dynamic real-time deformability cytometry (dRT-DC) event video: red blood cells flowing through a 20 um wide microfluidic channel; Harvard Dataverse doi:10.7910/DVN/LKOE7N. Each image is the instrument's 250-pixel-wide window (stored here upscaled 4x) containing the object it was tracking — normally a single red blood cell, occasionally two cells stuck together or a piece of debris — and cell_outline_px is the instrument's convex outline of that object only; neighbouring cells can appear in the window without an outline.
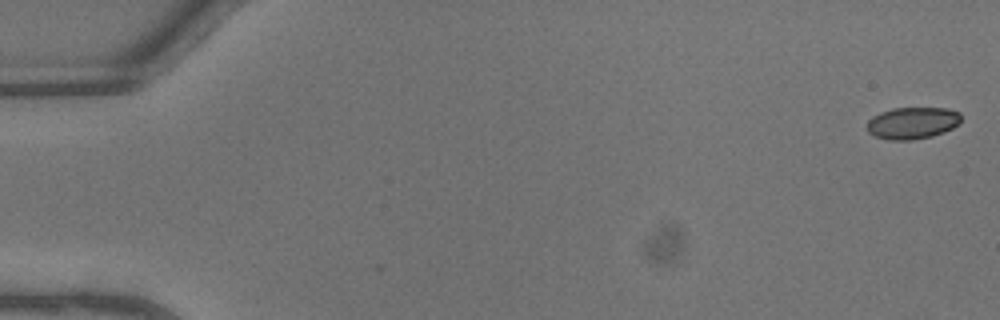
{"species": "common noctule bat (a hibernating species)", "species_latin": "Nyctalus noctula", "temperature_condition": "warm", "stored_images_in_passage": 14, "camera_frame_rate_fps": 3000, "um_per_image_px": 0.085, "animal": {"sex": "male", "body_mass_g": 13.3}, "frame": {"image": 1, "passage_image": 1, "time_ms": 0.0, "image_size_px": [1000, 320], "cell_outline_px": [[960, 124], [944, 132], [932, 136], [912, 140], [888, 140], [876, 136], [868, 132], [868, 120], [872, 116], [880, 112], [892, 108], [948, 108], [960, 112]], "centroid_in_image_um": [77.57, 10.45], "position_along_channel_um": 7.4, "area_um2": 17.57}}
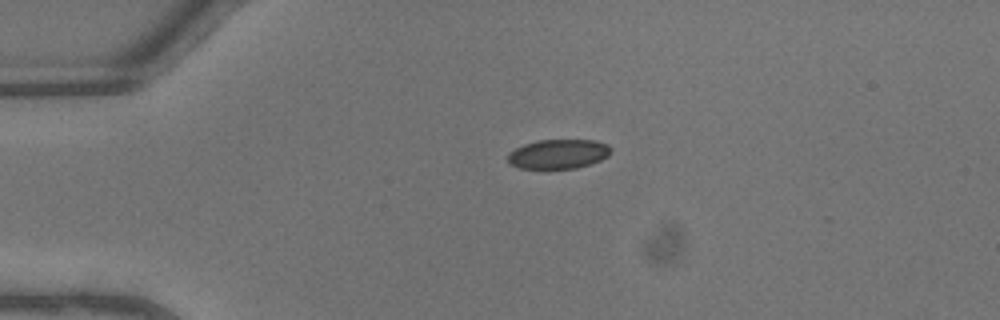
{"frame": {"image": 2, "passage_image": 11, "time_ms": 3.333, "image_size_px": [1000, 320], "cell_outline_px": [[612, 152], [608, 156], [600, 160], [576, 168], [520, 168], [508, 164], [508, 152], [524, 144], [536, 140], [596, 140], [608, 144], [612, 148]], "centroid_in_image_um": [47.46, 13.08], "position_along_channel_um": 37.5, "area_um2": 17.74}}